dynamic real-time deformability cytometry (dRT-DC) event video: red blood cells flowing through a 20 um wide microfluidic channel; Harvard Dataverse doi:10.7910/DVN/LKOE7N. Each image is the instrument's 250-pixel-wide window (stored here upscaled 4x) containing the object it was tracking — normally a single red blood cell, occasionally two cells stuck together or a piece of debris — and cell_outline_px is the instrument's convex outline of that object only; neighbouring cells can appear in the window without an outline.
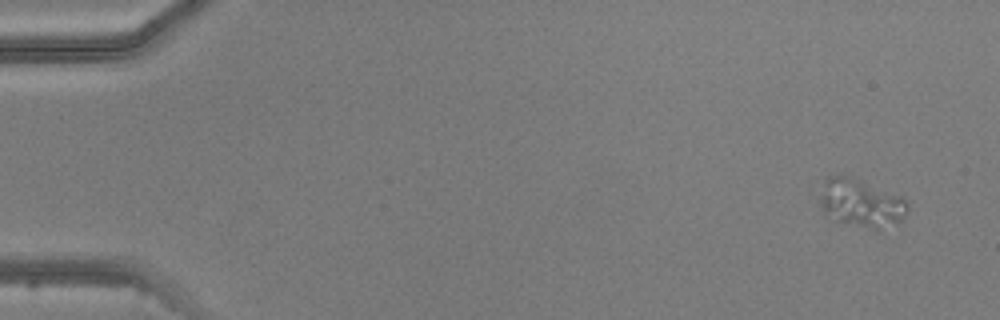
{"species": "common noctule bat (a hibernating species)", "species_latin": "Nyctalus noctula", "temperature_condition": "warm", "stored_images_in_passage": 5, "camera_frame_rate_fps": 3000, "um_per_image_px": 0.085, "animal": {"sex": "male", "body_mass_g": 20.5, "forearm_length_mm": 52.5}, "frame": {"image": 1, "passage_image": 1, "time_ms": 0.0, "image_size_px": [1000, 320], "cell_outline_px": [[908, 208], [904, 216], [900, 220], [880, 232], [876, 232], [836, 220], [824, 212], [820, 204], [820, 196], [824, 176], [840, 172], [852, 176], [900, 196], [908, 204]], "centroid_in_image_um": [73.15, 17.24], "position_along_channel_um": 11.8, "area_um2": 25.2}}
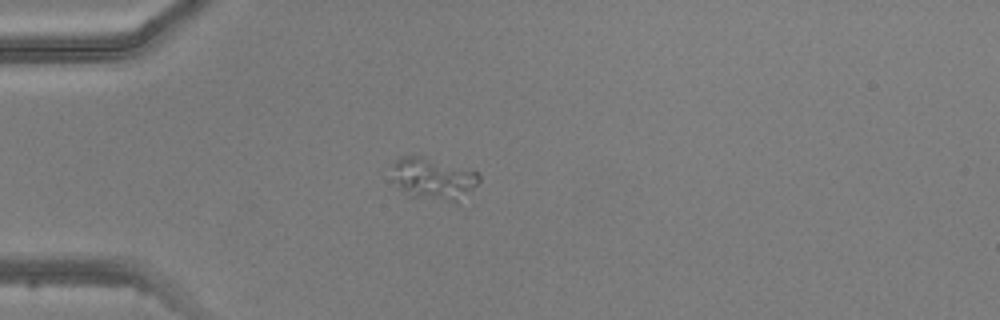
{"frame": {"image": 2, "passage_image": 4, "time_ms": 3.667, "image_size_px": [1000, 320], "cell_outline_px": [[480, 180], [464, 200], [456, 204], [404, 196], [392, 180], [392, 164], [400, 156], [424, 156], [476, 172], [480, 176]], "centroid_in_image_um": [36.8, 15.25], "position_along_channel_um": 48.2, "area_um2": 22.14}}